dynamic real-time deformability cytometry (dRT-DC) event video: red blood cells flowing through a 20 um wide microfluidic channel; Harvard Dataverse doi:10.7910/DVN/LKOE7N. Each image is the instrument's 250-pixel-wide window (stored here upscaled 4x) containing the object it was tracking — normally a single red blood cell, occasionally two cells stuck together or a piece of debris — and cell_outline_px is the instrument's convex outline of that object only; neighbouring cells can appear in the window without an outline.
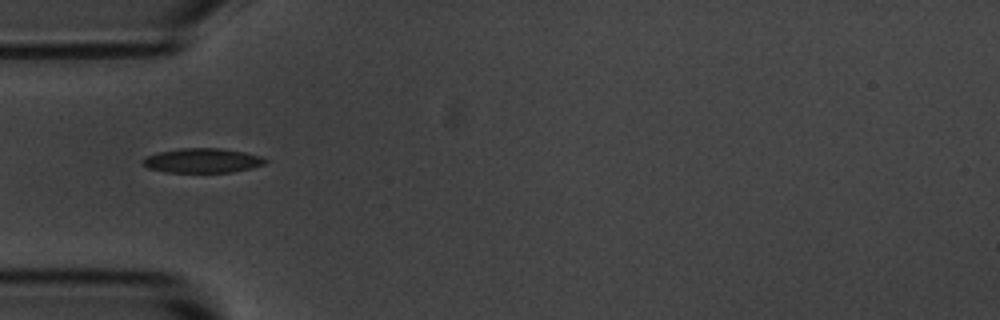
{"species": "common noctule bat (a hibernating species)", "species_latin": "Nyctalus noctula", "temperature_condition": "room temperature", "stored_images_in_passage": 6, "camera_frame_rate_fps": 3000, "um_per_image_px": 0.085, "animal": {"sex": "male", "body_mass_g": 20.1, "forearm_length_mm": 53.5}, "frame": {"image": 1, "passage_image": 5, "time_ms": 4.667, "image_size_px": [1000, 320], "cell_outline_px": [[268, 160], [264, 164], [252, 168], [232, 172], [164, 172], [148, 168], [144, 164], [144, 160], [148, 156], [160, 152], [180, 148], [220, 148], [244, 152], [260, 156]], "centroid_in_image_um": [17.24, 13.65], "position_along_channel_um": 67.8, "area_um2": 17.28}}